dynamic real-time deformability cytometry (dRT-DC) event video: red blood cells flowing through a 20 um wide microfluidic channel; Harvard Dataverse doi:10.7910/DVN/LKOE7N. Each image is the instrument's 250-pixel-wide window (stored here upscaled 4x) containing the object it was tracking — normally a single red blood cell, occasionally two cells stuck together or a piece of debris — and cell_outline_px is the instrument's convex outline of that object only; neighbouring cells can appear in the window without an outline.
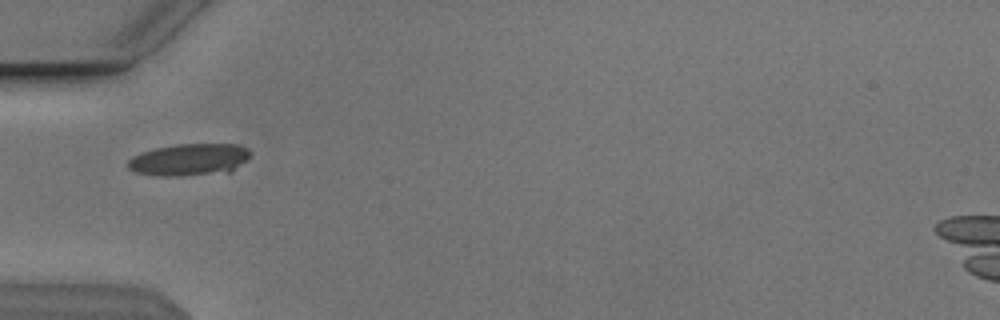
{"species": "Egyptian fruit bat (a non-hibernating species)", "species_latin": "Rousettus aegyptiacus", "temperature_condition": "cold", "stored_images_in_passage": 29, "camera_frame_rate_fps": 3000, "um_per_image_px": 0.085, "animal": {"sex": "male"}, "frame": {"image": 1, "passage_image": 1, "time_ms": 0.0, "image_size_px": [1000, 320], "cell_outline_px": [[252, 152], [232, 172], [180, 176], [160, 176], [136, 172], [128, 168], [128, 160], [132, 156], [140, 152], [156, 148], [176, 144], [236, 144], [248, 148]], "centroid_in_image_um": [16.08, 13.57], "position_along_channel_um": 68.9, "area_um2": 22.89}}